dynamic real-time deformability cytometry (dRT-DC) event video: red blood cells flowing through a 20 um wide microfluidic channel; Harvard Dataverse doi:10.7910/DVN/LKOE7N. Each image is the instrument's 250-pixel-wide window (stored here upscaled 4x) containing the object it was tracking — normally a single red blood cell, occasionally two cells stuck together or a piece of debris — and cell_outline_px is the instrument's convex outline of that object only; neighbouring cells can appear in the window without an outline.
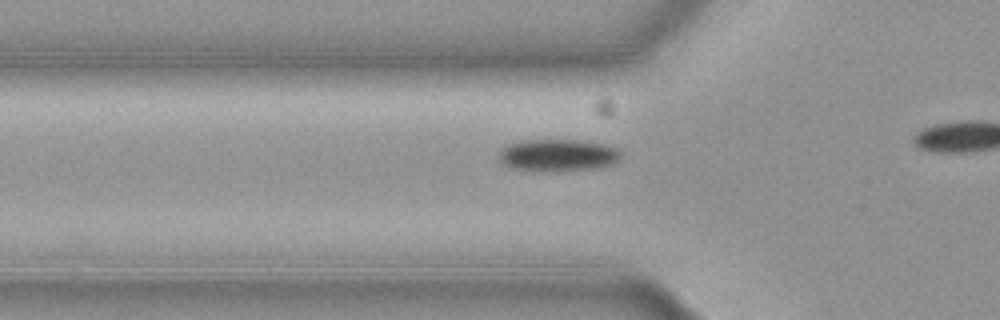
{"species": "common noctule bat (a hibernating species)", "species_latin": "Nyctalus noctula", "temperature_condition": "cold", "stored_images_in_passage": 21, "camera_frame_rate_fps": 3000, "um_per_image_px": 0.085, "animal": {"sex": "female", "body_mass_g": 19.3, "forearm_length_mm": 54.1}, "frame": {"image": 1, "passage_image": 15, "time_ms": 4.667, "image_size_px": [1000, 320], "cell_outline_px": [[620, 156], [612, 164], [600, 168], [544, 172], [508, 168], [500, 160], [496, 152], [508, 144], [524, 140], [584, 140], [608, 144], [616, 148], [620, 152]], "centroid_in_image_um": [47.38, 13.2], "position_along_channel_um": 78.4, "area_um2": 23.29}}
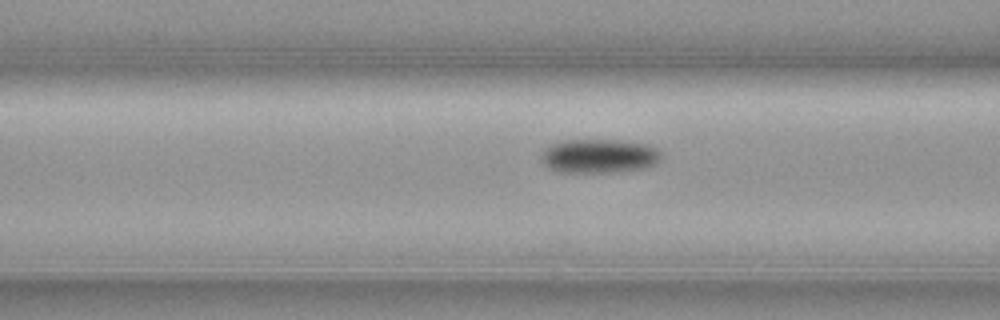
{"frame": {"image": 2, "passage_image": 18, "time_ms": 5.667, "image_size_px": [1000, 320], "cell_outline_px": [[660, 160], [656, 164], [644, 168], [612, 172], [560, 172], [548, 168], [540, 160], [540, 156], [544, 148], [552, 144], [568, 140], [612, 140], [648, 144], [656, 148], [660, 152]], "centroid_in_image_um": [50.89, 13.27], "position_along_channel_um": 115.7, "area_um2": 23.76}}